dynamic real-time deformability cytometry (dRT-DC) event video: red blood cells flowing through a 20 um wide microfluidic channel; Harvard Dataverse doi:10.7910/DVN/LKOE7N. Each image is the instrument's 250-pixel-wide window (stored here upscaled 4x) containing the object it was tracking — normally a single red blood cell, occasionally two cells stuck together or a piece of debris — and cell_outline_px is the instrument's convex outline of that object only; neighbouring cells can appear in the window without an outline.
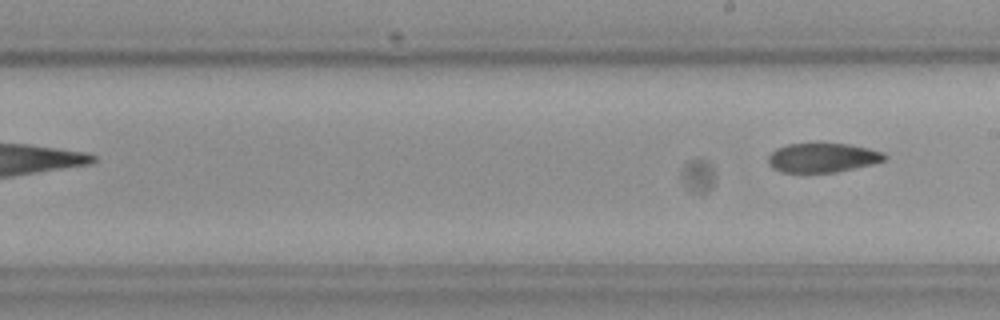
{"species": "Egyptian fruit bat (a non-hibernating species)", "species_latin": "Rousettus aegyptiacus", "temperature_condition": "cold", "stored_images_in_passage": 7, "camera_frame_rate_fps": 3000, "um_per_image_px": 0.085, "frame": {"image": 1, "passage_image": 7, "time_ms": 7.333, "image_size_px": [1000, 320], "cell_outline_px": [[888, 156], [884, 160], [872, 164], [836, 172], [780, 172], [772, 168], [768, 164], [768, 156], [776, 148], [788, 144], [848, 144], [868, 148], [880, 152]], "centroid_in_image_um": [69.88, 13.41], "position_along_channel_um": 219.1, "area_um2": 19.65}}